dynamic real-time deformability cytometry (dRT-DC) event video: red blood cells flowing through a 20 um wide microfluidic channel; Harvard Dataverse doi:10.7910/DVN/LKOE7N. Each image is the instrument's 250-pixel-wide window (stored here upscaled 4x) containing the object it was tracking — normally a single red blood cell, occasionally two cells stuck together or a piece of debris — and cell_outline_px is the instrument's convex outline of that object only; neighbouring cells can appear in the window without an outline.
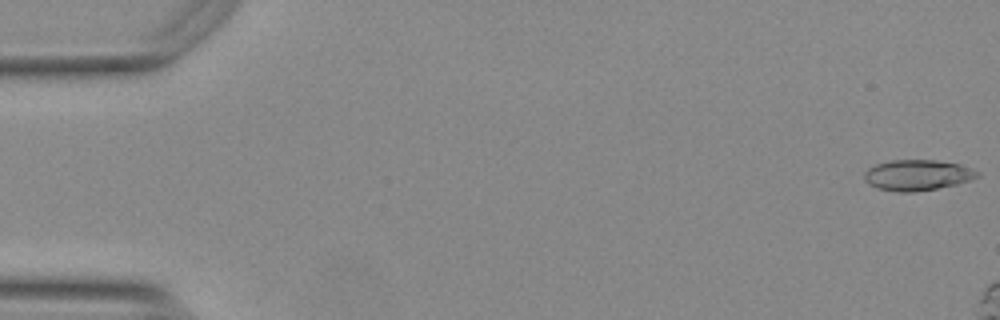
{"species": "Egyptian fruit bat (a non-hibernating species)", "species_latin": "Rousettus aegyptiacus", "temperature_condition": "warm", "stored_images_in_passage": 7, "camera_frame_rate_fps": 3000, "um_per_image_px": 0.085, "animal": {"sex": "female"}, "frame": {"image": 1, "passage_image": 1, "time_ms": 0.0, "image_size_px": [1000, 320], "cell_outline_px": [[980, 176], [956, 184], [916, 192], [896, 192], [876, 188], [868, 184], [864, 180], [864, 172], [868, 168], [876, 164], [892, 160], [936, 160], [960, 164], [980, 172]], "centroid_in_image_um": [77.94, 14.88], "position_along_channel_um": 7.1, "area_um2": 20.29}}